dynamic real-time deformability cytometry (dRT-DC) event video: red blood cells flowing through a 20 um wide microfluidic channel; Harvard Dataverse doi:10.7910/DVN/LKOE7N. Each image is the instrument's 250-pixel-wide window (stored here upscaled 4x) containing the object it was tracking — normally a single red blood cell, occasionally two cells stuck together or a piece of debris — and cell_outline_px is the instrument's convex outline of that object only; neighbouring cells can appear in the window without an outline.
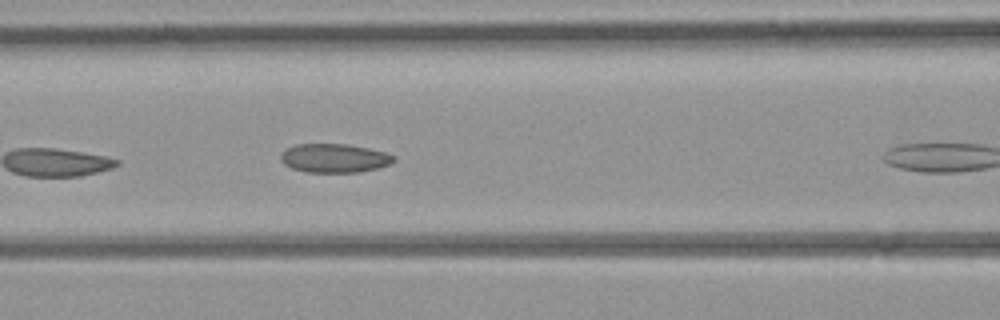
{"species": "common noctule bat (a hibernating species)", "species_latin": "Nyctalus noctula", "temperature_condition": "room temperature", "stored_images_in_passage": 11, "camera_frame_rate_fps": 3000, "um_per_image_px": 0.085, "animal": {"sex": "female", "body_mass_g": 21.9}, "frame": {"image": 1, "passage_image": 8, "time_ms": 9.0, "image_size_px": [1000, 320], "cell_outline_px": [[396, 160], [388, 164], [376, 168], [360, 172], [304, 172], [292, 168], [284, 164], [280, 160], [280, 156], [288, 148], [296, 144], [344, 144], [368, 148], [384, 152], [396, 156]], "centroid_in_image_um": [28.41, 13.44], "position_along_channel_um": 138.2, "area_um2": 18.84}}
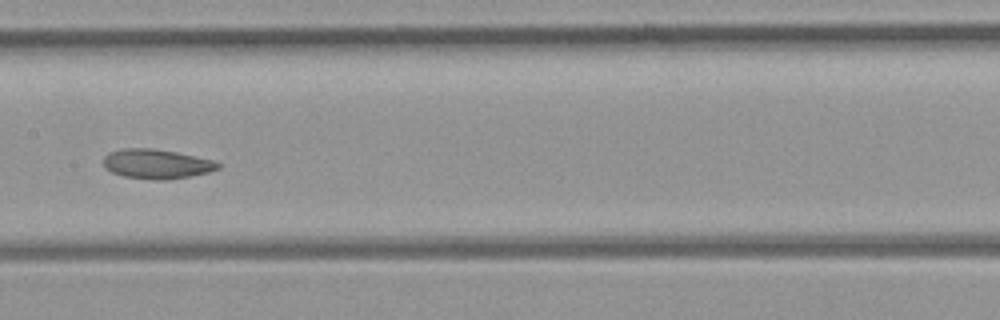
{"frame": {"image": 2, "passage_image": 10, "time_ms": 11.333, "image_size_px": [1000, 320], "cell_outline_px": [[220, 168], [208, 172], [188, 176], [164, 180], [160, 180], [124, 176], [112, 172], [104, 168], [104, 156], [108, 152], [124, 148], [152, 148], [176, 152], [216, 160], [220, 164]], "centroid_in_image_um": [13.31, 13.92], "position_along_channel_um": 194.1, "area_um2": 19.65}}
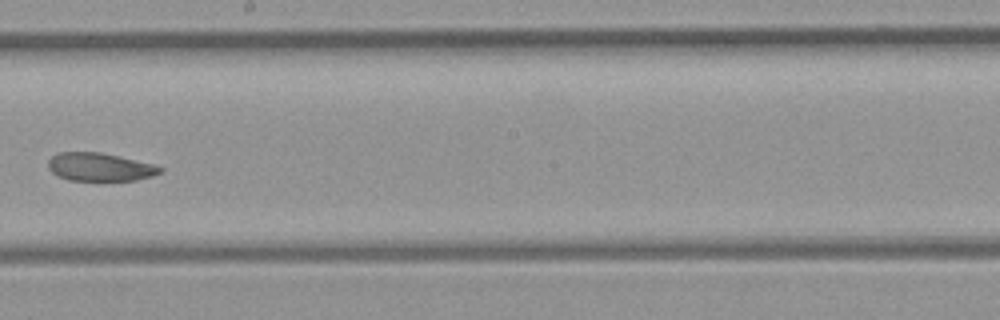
{"frame": {"image": 3, "passage_image": 11, "time_ms": 12.333, "image_size_px": [1000, 320], "cell_outline_px": [[164, 168], [160, 172], [152, 176], [136, 180], [68, 180], [52, 172], [48, 168], [48, 160], [52, 156], [60, 152], [100, 152], [120, 156], [152, 164]], "centroid_in_image_um": [8.47, 14.19], "position_along_channel_um": 239.7, "area_um2": 18.21}}